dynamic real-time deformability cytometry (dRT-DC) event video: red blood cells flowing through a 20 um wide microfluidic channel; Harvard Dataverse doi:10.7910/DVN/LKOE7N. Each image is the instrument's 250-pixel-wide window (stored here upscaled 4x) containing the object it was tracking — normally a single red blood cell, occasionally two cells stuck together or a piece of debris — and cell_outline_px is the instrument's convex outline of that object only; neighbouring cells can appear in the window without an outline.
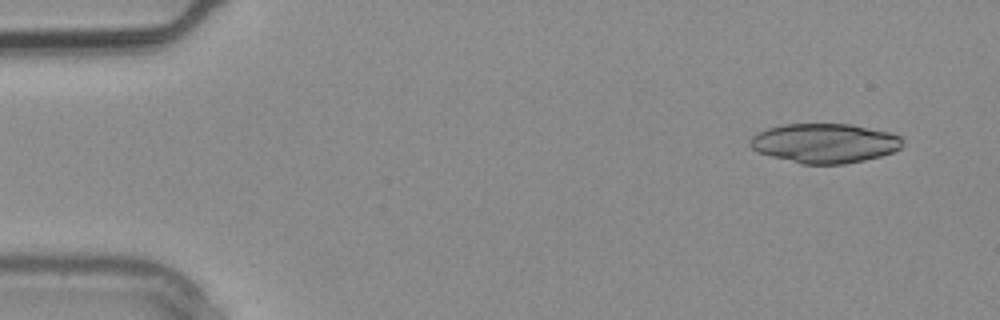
{"species": "common noctule bat (a hibernating species)", "species_latin": "Nyctalus noctula", "temperature_condition": "warm", "stored_images_in_passage": 3, "segment_of_instrument_passage": [1, 2], "camera_frame_rate_fps": 3000, "um_per_image_px": 0.085, "animal": {"sex": "male", "body_mass_g": 20.4}, "frame": {"image": 1, "passage_image": 1, "time_ms": 0.0, "image_size_px": [1000, 320], "cell_outline_px": [[900, 148], [892, 152], [880, 156], [864, 160], [844, 164], [800, 164], [756, 152], [748, 144], [748, 140], [756, 132], [780, 124], [852, 124], [888, 132], [900, 136]], "centroid_in_image_um": [70.01, 12.17], "position_along_channel_um": 15.0, "area_um2": 35.14}}